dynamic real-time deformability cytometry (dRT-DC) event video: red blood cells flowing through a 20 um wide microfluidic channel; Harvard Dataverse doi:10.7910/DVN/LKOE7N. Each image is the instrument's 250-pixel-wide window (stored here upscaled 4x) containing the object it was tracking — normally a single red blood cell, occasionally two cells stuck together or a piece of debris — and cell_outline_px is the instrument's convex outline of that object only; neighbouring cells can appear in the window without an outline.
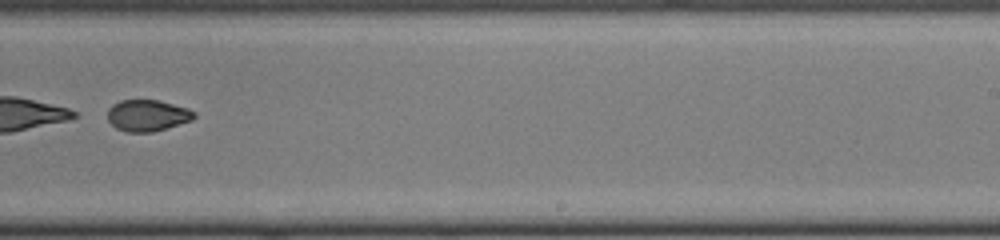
{"species": "common noctule bat (a hibernating species)", "species_latin": "Nyctalus noctula", "temperature_condition": "cold", "stored_images_in_passage": 46, "segment_of_instrument_passage": [2, 2], "camera_frame_rate_fps": 3000, "um_per_image_px": 0.085, "animal": {"sex": "female", "body_mass_g": 22.0, "forearm_length_mm": 56.7}, "frame": {"image": 1, "passage_image": 29, "time_ms": 9.333, "image_size_px": [1000, 240], "cell_outline_px": [[196, 116], [192, 120], [152, 132], [124, 132], [116, 128], [108, 120], [108, 108], [112, 104], [120, 100], [156, 100], [188, 108], [196, 112]], "centroid_in_image_um": [12.51, 9.81], "position_along_channel_um": 276.5, "area_um2": 15.84}}